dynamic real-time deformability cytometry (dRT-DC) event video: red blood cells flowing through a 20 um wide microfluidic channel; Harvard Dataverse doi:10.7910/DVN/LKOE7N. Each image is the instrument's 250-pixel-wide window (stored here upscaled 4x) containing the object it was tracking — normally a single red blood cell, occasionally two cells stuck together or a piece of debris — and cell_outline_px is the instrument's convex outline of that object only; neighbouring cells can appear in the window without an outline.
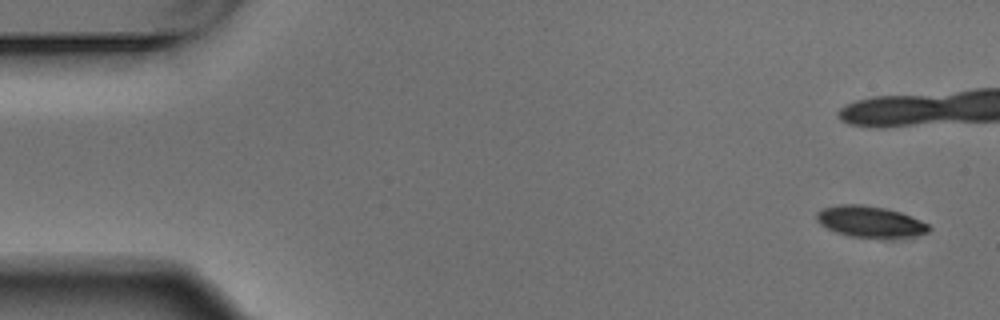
{"species": "Egyptian fruit bat (a non-hibernating species)", "species_latin": "Rousettus aegyptiacus", "temperature_condition": "warm", "stored_images_in_passage": 6, "camera_frame_rate_fps": 3000, "um_per_image_px": 0.085, "animal": {"sex": "male"}, "frame": {"image": 1, "passage_image": 1, "time_ms": 0.0, "image_size_px": [1000, 320], "cell_outline_px": [[932, 228], [928, 232], [896, 240], [892, 240], [848, 236], [836, 232], [820, 224], [816, 220], [816, 212], [824, 208], [840, 204], [860, 204], [888, 208], [912, 216], [928, 224]], "centroid_in_image_um": [74.0, 18.87], "position_along_channel_um": 11.0, "area_um2": 21.04}}